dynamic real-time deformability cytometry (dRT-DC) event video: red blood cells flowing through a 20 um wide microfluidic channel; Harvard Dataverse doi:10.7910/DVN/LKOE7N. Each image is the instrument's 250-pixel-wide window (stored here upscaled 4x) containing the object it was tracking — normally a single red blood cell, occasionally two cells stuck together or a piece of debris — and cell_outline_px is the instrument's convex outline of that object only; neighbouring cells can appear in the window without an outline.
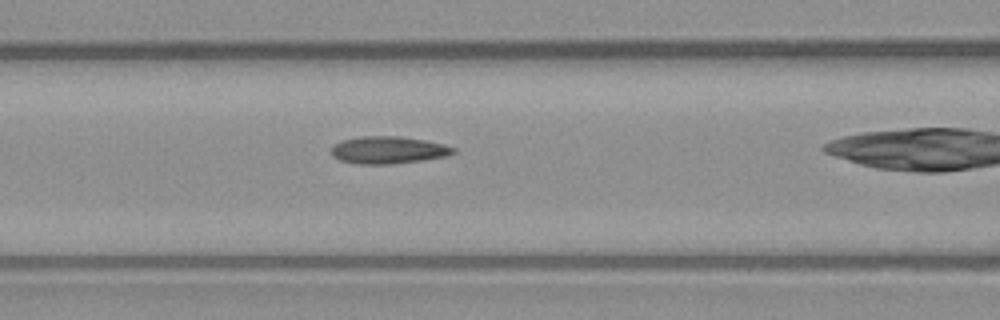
{"species": "common noctule bat (a hibernating species)", "species_latin": "Nyctalus noctula", "temperature_condition": "warm", "stored_images_in_passage": 22, "camera_frame_rate_fps": 3000, "um_per_image_px": 0.085, "animal": {"sex": "male", "body_mass_g": 23.1, "forearm_length_mm": 52.7}, "frame": {"image": 1, "passage_image": 3, "time_ms": 0.667, "image_size_px": [1000, 320], "cell_outline_px": [[456, 152], [444, 156], [420, 160], [388, 164], [360, 164], [340, 160], [332, 156], [332, 148], [336, 144], [344, 140], [364, 136], [400, 136], [424, 140], [456, 148]], "centroid_in_image_um": [32.99, 12.75], "position_along_channel_um": 133.6, "area_um2": 18.96}}
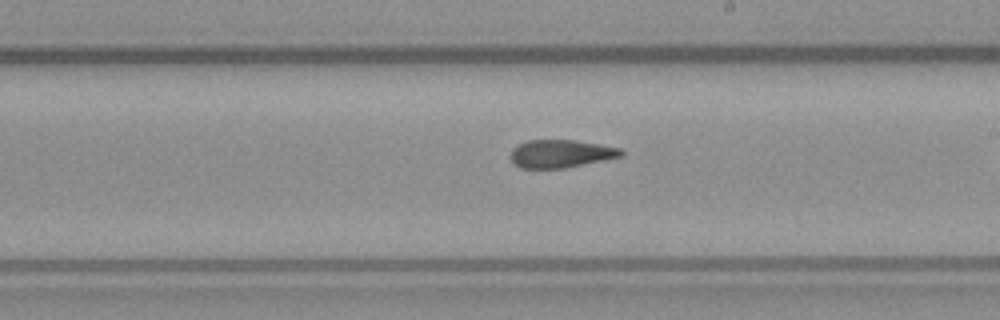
{"frame": {"image": 2, "passage_image": 11, "time_ms": 3.333, "image_size_px": [1000, 320], "cell_outline_px": [[624, 152], [620, 156], [564, 168], [520, 168], [512, 160], [512, 152], [520, 144], [528, 140], [572, 140], [620, 148]], "centroid_in_image_um": [47.66, 13.06], "position_along_channel_um": 241.3, "area_um2": 17.34}}
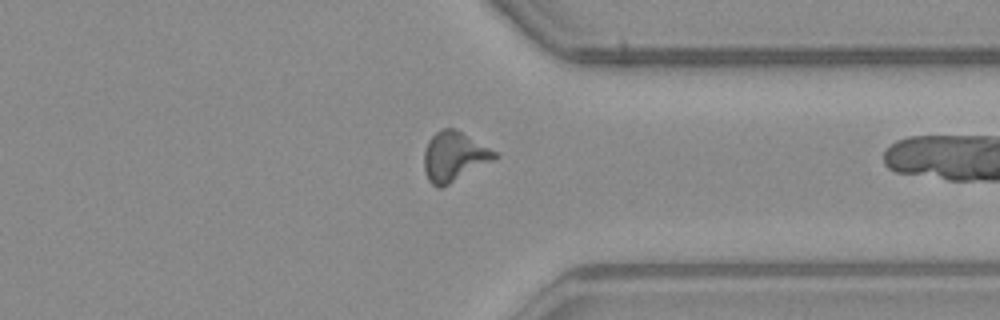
{"frame": {"image": 3, "passage_image": 21, "time_ms": 6.667, "image_size_px": [1000, 320], "cell_outline_px": [[500, 156], [448, 184], [440, 188], [436, 188], [428, 180], [424, 168], [424, 152], [428, 140], [440, 128], [456, 128], [496, 152]], "centroid_in_image_um": [38.57, 13.28], "position_along_channel_um": 372.8, "area_um2": 20.17}}